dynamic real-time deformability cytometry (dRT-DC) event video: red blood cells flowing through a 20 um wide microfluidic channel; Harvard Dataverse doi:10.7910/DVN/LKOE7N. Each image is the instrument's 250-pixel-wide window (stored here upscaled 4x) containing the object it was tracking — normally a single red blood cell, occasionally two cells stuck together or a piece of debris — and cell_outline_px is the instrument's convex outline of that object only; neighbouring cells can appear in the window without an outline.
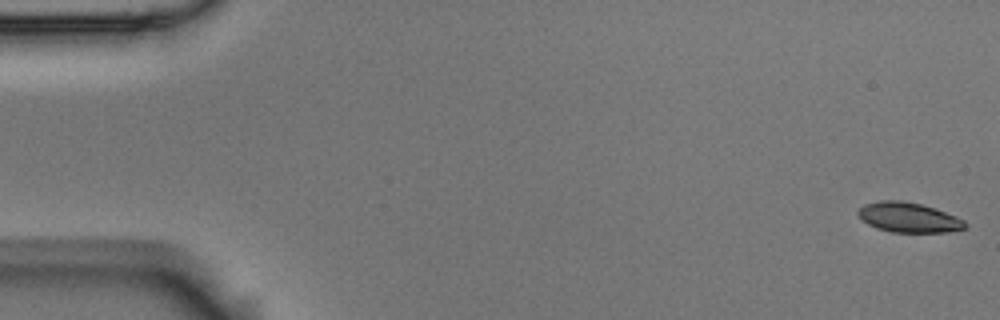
{"species": "Egyptian fruit bat (a non-hibernating species)", "species_latin": "Rousettus aegyptiacus", "temperature_condition": "room temperature", "stored_images_in_passage": 58, "camera_frame_rate_fps": 3000, "um_per_image_px": 0.085, "animal": {"sex": "male"}, "frame": {"image": 1, "passage_image": 1, "time_ms": 0.0, "image_size_px": [1000, 320], "cell_outline_px": [[968, 224], [964, 228], [948, 232], [892, 232], [876, 228], [868, 224], [856, 212], [864, 204], [884, 200], [896, 200], [920, 204], [936, 208], [956, 216], [964, 220]], "centroid_in_image_um": [77.25, 18.48], "position_along_channel_um": 7.7, "area_um2": 18.5}}
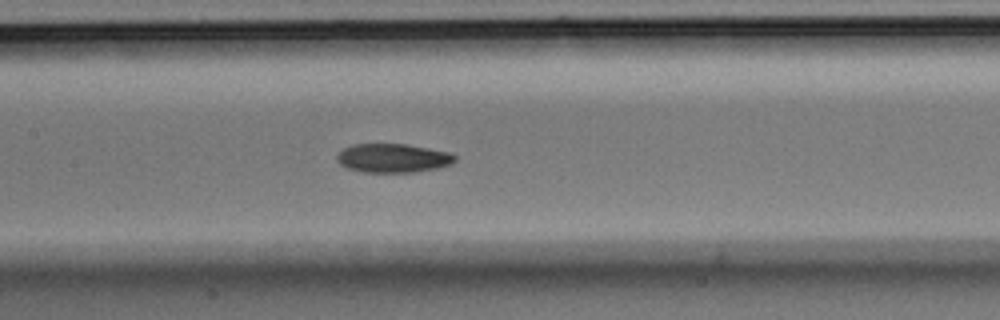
{"frame": {"image": 2, "passage_image": 27, "time_ms": 8.667, "image_size_px": [1000, 320], "cell_outline_px": [[456, 160], [452, 164], [436, 168], [416, 172], [364, 172], [348, 168], [340, 164], [336, 160], [336, 156], [344, 148], [352, 144], [408, 144], [448, 152], [456, 156]], "centroid_in_image_um": [33.4, 13.43], "position_along_channel_um": 174.0, "area_um2": 19.83}}
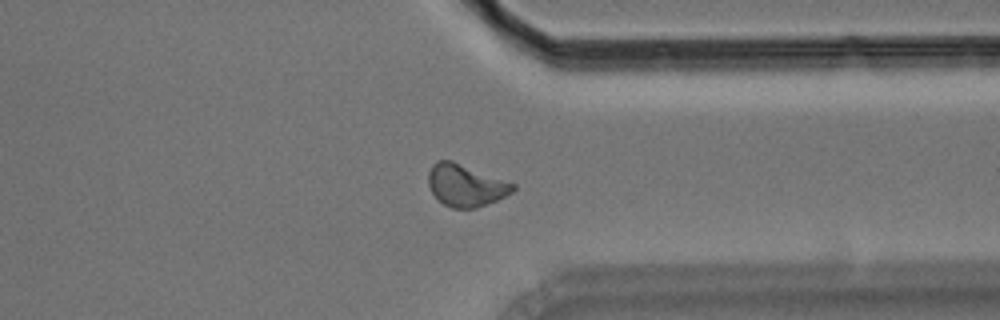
{"frame": {"image": 3, "passage_image": 44, "time_ms": 14.333, "image_size_px": [1000, 320], "cell_outline_px": [[516, 188], [512, 192], [496, 200], [476, 208], [452, 208], [444, 204], [432, 192], [428, 184], [428, 172], [432, 164], [436, 160], [452, 160], [516, 184]], "centroid_in_image_um": [39.57, 15.74], "position_along_channel_um": 371.8, "area_um2": 20.63}, "authors_computed_cell_mechanics": {"area_um2": 19.8543, "velocity_mm_per_s": 3.5275, "shape_relaxation_time_tau1_ms": 3.4195, "shape_relaxation_time_tau2_ms": 5.0318, "deformation_change_tau1": 0.1347, "deformation_change_tau2": 0.1036}}